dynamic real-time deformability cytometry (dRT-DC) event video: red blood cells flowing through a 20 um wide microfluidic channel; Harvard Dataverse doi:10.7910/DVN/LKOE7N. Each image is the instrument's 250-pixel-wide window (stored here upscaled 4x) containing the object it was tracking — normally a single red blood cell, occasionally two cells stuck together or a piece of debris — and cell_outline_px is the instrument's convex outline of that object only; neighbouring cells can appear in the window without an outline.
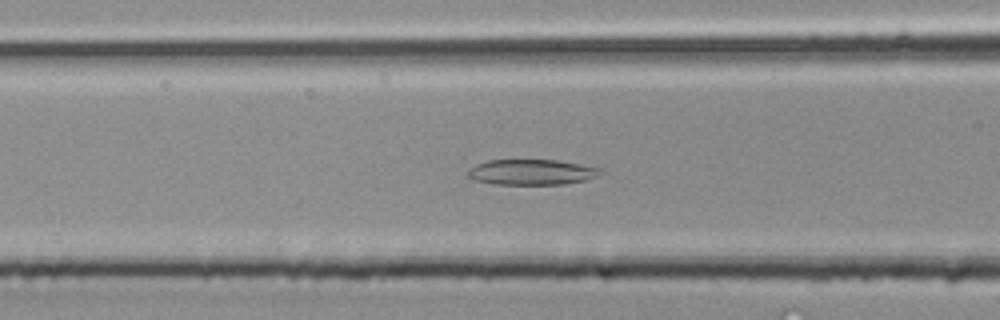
{"species": "common noctule bat (a hibernating species)", "species_latin": "Nyctalus noctula", "temperature_condition": "room temperature", "stored_images_in_passage": 29, "camera_frame_rate_fps": 3000, "um_per_image_px": 0.085, "animal": {"sex": "male", "body_mass_g": 20.4}, "frame": {"image": 1, "passage_image": 9, "time_ms": 2.667, "image_size_px": [1000, 320], "cell_outline_px": [[604, 168], [596, 176], [584, 180], [564, 184], [496, 184], [472, 180], [468, 176], [468, 168], [476, 164], [488, 160], [556, 160]], "centroid_in_image_um": [45.15, 14.62], "position_along_channel_um": 121.4, "area_um2": 19.65}}
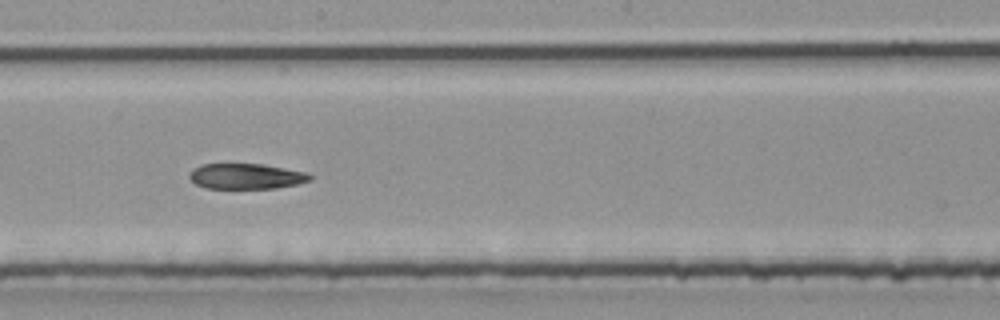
{"frame": {"image": 2, "passage_image": 15, "time_ms": 4.667, "image_size_px": [1000, 320], "cell_outline_px": [[312, 180], [296, 184], [276, 188], [204, 188], [196, 184], [188, 176], [188, 172], [192, 168], [200, 164], [264, 164], [304, 172], [312, 176]], "centroid_in_image_um": [20.87, 14.98], "position_along_channel_um": 227.3, "area_um2": 17.92}}
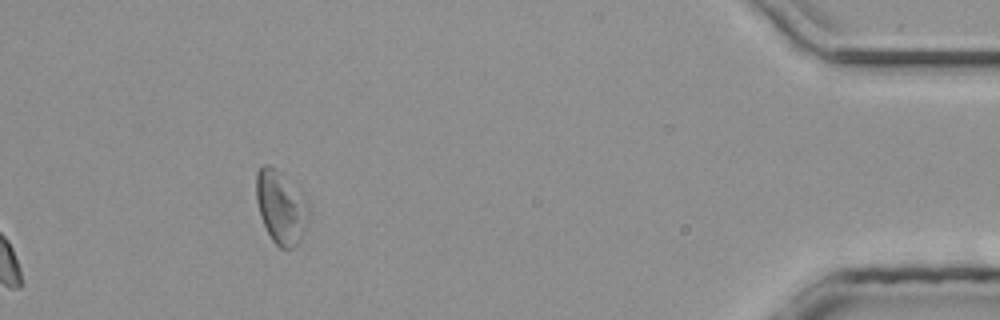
{"frame": {"image": 3, "passage_image": 29, "time_ms": 9.333, "image_size_px": [1000, 320], "cell_outline_px": [[312, 212], [300, 240], [292, 248], [280, 248], [272, 240], [260, 216], [256, 200], [256, 172], [264, 164], [268, 164], [276, 168], [300, 188], [312, 204]], "centroid_in_image_um": [23.94, 17.56], "position_along_channel_um": 411.3, "area_um2": 23.18}}